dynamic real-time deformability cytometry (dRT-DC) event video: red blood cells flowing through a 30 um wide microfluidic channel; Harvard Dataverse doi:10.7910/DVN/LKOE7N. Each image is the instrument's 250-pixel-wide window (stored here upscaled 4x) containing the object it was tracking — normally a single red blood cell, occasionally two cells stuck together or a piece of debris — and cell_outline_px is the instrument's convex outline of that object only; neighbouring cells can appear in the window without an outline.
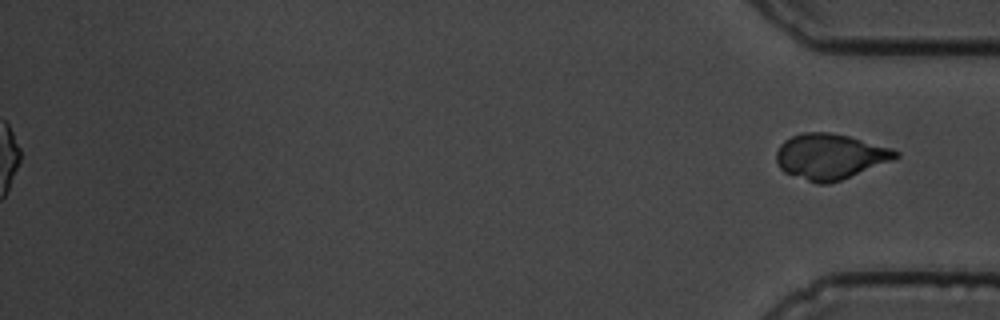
{"species": "common noctule bat (a hibernating species)", "species_latin": "Nyctalus noctula", "temperature_condition": "cold", "stored_images_in_passage": 43, "segment_of_instrument_passage": [2, 2], "camera_frame_rate_fps": 3000, "um_per_image_px": 0.085, "animal": {"sex": "male", "body_mass_g": 19.5, "forearm_length_mm": 54.6}, "frame": {"image": 1, "passage_image": 43, "time_ms": 14.0, "image_size_px": [1000, 320], "cell_outline_px": [[900, 156], [892, 160], [840, 180], [828, 184], [816, 184], [784, 172], [780, 168], [776, 160], [776, 152], [780, 144], [784, 140], [800, 132], [828, 132], [848, 136], [892, 148], [900, 152]], "centroid_in_image_um": [70.53, 13.3], "position_along_channel_um": 364.7, "area_um2": 31.56}}